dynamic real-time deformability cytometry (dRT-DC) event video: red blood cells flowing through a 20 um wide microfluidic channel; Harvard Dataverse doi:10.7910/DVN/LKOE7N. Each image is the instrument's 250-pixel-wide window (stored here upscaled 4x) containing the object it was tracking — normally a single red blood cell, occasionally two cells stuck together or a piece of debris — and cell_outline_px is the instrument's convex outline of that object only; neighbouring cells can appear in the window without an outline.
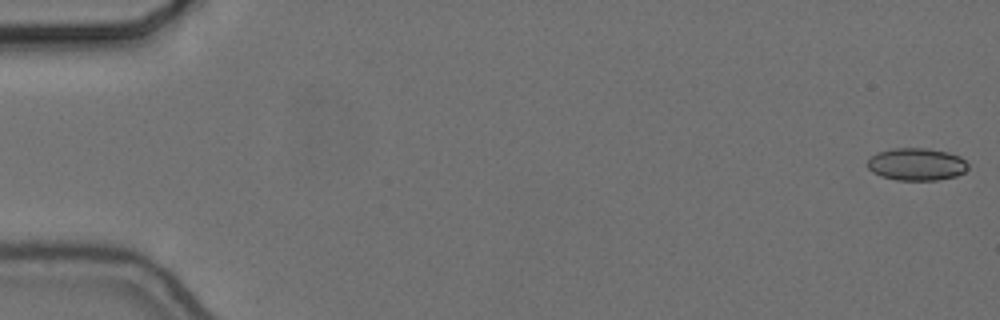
{"species": "common noctule bat (a hibernating species)", "species_latin": "Nyctalus noctula", "temperature_condition": "cold", "stored_images_in_passage": 56, "camera_frame_rate_fps": 3000, "um_per_image_px": 0.085, "animal": {"sex": "female", "body_mass_g": 24.6, "forearm_length_mm": 56.2}, "frame": {"image": 1, "passage_image": 1, "time_ms": 0.0, "image_size_px": [1000, 320], "cell_outline_px": [[968, 168], [964, 172], [956, 176], [936, 180], [896, 180], [880, 176], [872, 172], [868, 168], [868, 160], [876, 152], [892, 148], [928, 148], [948, 152], [960, 156], [968, 164]], "centroid_in_image_um": [77.9, 13.96], "position_along_channel_um": 7.1, "area_um2": 19.13}}
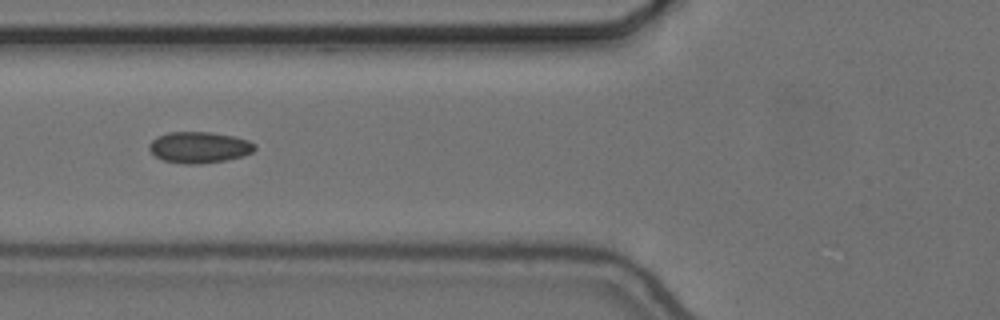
{"frame": {"image": 2, "passage_image": 22, "time_ms": 7.0, "image_size_px": [1000, 320], "cell_outline_px": [[256, 148], [252, 152], [244, 156], [228, 160], [200, 164], [184, 164], [164, 160], [156, 156], [148, 148], [148, 144], [156, 136], [168, 132], [212, 132], [232, 136], [248, 140], [256, 144]], "centroid_in_image_um": [16.94, 12.52], "position_along_channel_um": 108.9, "area_um2": 19.36}}
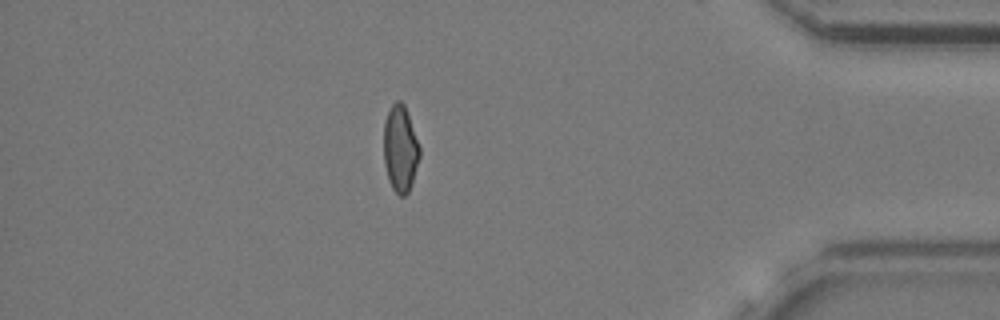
{"frame": {"image": 3, "passage_image": 49, "time_ms": 16.0, "image_size_px": [1000, 320], "cell_outline_px": [[420, 156], [408, 192], [404, 196], [400, 196], [392, 188], [388, 180], [384, 164], [384, 124], [388, 112], [392, 104], [396, 100], [400, 100], [404, 104], [420, 148]], "centroid_in_image_um": [34.01, 12.64], "position_along_channel_um": 401.2, "area_um2": 17.86}, "authors_computed_cell_mechanics": {"area_um2": 18.7272, "velocity_mm_per_s": 3.6718, "shape_relaxation_time_tau1_ms": null, "shape_relaxation_time_tau2_ms": 2.8897, "deformation_change_tau1": null, "deformation_change_tau2": 0.0647}}